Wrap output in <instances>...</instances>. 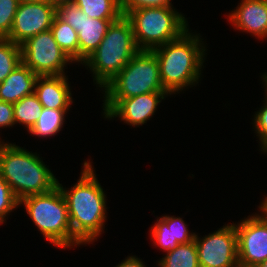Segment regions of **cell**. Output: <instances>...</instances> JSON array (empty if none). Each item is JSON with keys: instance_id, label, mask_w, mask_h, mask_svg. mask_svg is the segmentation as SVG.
Wrapping results in <instances>:
<instances>
[{"instance_id": "obj_29", "label": "cell", "mask_w": 267, "mask_h": 267, "mask_svg": "<svg viewBox=\"0 0 267 267\" xmlns=\"http://www.w3.org/2000/svg\"><path fill=\"white\" fill-rule=\"evenodd\" d=\"M143 260L138 258L137 256H128L125 260H122L121 263L116 265V267H146V265L142 262Z\"/></svg>"}, {"instance_id": "obj_32", "label": "cell", "mask_w": 267, "mask_h": 267, "mask_svg": "<svg viewBox=\"0 0 267 267\" xmlns=\"http://www.w3.org/2000/svg\"><path fill=\"white\" fill-rule=\"evenodd\" d=\"M262 77V84L264 83V88L267 90V72H265L263 75H261Z\"/></svg>"}, {"instance_id": "obj_1", "label": "cell", "mask_w": 267, "mask_h": 267, "mask_svg": "<svg viewBox=\"0 0 267 267\" xmlns=\"http://www.w3.org/2000/svg\"><path fill=\"white\" fill-rule=\"evenodd\" d=\"M89 161L83 163L81 176L70 190L58 181L67 202L72 233L84 245L97 241L107 220V197Z\"/></svg>"}, {"instance_id": "obj_25", "label": "cell", "mask_w": 267, "mask_h": 267, "mask_svg": "<svg viewBox=\"0 0 267 267\" xmlns=\"http://www.w3.org/2000/svg\"><path fill=\"white\" fill-rule=\"evenodd\" d=\"M19 200L15 197L11 187L0 175V224L6 222L5 217L18 208Z\"/></svg>"}, {"instance_id": "obj_9", "label": "cell", "mask_w": 267, "mask_h": 267, "mask_svg": "<svg viewBox=\"0 0 267 267\" xmlns=\"http://www.w3.org/2000/svg\"><path fill=\"white\" fill-rule=\"evenodd\" d=\"M249 215L235 223L239 267H257L267 260V214Z\"/></svg>"}, {"instance_id": "obj_3", "label": "cell", "mask_w": 267, "mask_h": 267, "mask_svg": "<svg viewBox=\"0 0 267 267\" xmlns=\"http://www.w3.org/2000/svg\"><path fill=\"white\" fill-rule=\"evenodd\" d=\"M48 167L37 152L0 141V175L19 201L58 186V179Z\"/></svg>"}, {"instance_id": "obj_21", "label": "cell", "mask_w": 267, "mask_h": 267, "mask_svg": "<svg viewBox=\"0 0 267 267\" xmlns=\"http://www.w3.org/2000/svg\"><path fill=\"white\" fill-rule=\"evenodd\" d=\"M14 122L25 127L29 132L38 121L43 106L35 93L23 97L13 104Z\"/></svg>"}, {"instance_id": "obj_5", "label": "cell", "mask_w": 267, "mask_h": 267, "mask_svg": "<svg viewBox=\"0 0 267 267\" xmlns=\"http://www.w3.org/2000/svg\"><path fill=\"white\" fill-rule=\"evenodd\" d=\"M46 240L58 248L83 245L72 233L67 202L59 186L53 190L29 195L19 201Z\"/></svg>"}, {"instance_id": "obj_11", "label": "cell", "mask_w": 267, "mask_h": 267, "mask_svg": "<svg viewBox=\"0 0 267 267\" xmlns=\"http://www.w3.org/2000/svg\"><path fill=\"white\" fill-rule=\"evenodd\" d=\"M56 13L78 33L81 64L100 45L111 23L118 20L90 18L73 2L60 4Z\"/></svg>"}, {"instance_id": "obj_8", "label": "cell", "mask_w": 267, "mask_h": 267, "mask_svg": "<svg viewBox=\"0 0 267 267\" xmlns=\"http://www.w3.org/2000/svg\"><path fill=\"white\" fill-rule=\"evenodd\" d=\"M22 63L38 76L65 75L73 63L55 41L51 30L40 32L21 45Z\"/></svg>"}, {"instance_id": "obj_7", "label": "cell", "mask_w": 267, "mask_h": 267, "mask_svg": "<svg viewBox=\"0 0 267 267\" xmlns=\"http://www.w3.org/2000/svg\"><path fill=\"white\" fill-rule=\"evenodd\" d=\"M102 90L104 99H125L150 92H166L155 53L139 50Z\"/></svg>"}, {"instance_id": "obj_14", "label": "cell", "mask_w": 267, "mask_h": 267, "mask_svg": "<svg viewBox=\"0 0 267 267\" xmlns=\"http://www.w3.org/2000/svg\"><path fill=\"white\" fill-rule=\"evenodd\" d=\"M227 19L235 29L267 39V0H241Z\"/></svg>"}, {"instance_id": "obj_18", "label": "cell", "mask_w": 267, "mask_h": 267, "mask_svg": "<svg viewBox=\"0 0 267 267\" xmlns=\"http://www.w3.org/2000/svg\"><path fill=\"white\" fill-rule=\"evenodd\" d=\"M50 30L62 51L73 63H79L78 33L75 29L56 14Z\"/></svg>"}, {"instance_id": "obj_20", "label": "cell", "mask_w": 267, "mask_h": 267, "mask_svg": "<svg viewBox=\"0 0 267 267\" xmlns=\"http://www.w3.org/2000/svg\"><path fill=\"white\" fill-rule=\"evenodd\" d=\"M68 110L43 108L38 121L29 131V134L43 138L56 135L62 130Z\"/></svg>"}, {"instance_id": "obj_15", "label": "cell", "mask_w": 267, "mask_h": 267, "mask_svg": "<svg viewBox=\"0 0 267 267\" xmlns=\"http://www.w3.org/2000/svg\"><path fill=\"white\" fill-rule=\"evenodd\" d=\"M188 225L180 217L164 215L157 218L151 227L150 235L153 245L160 247L164 252H169L179 244H186L195 240V232L188 231Z\"/></svg>"}, {"instance_id": "obj_30", "label": "cell", "mask_w": 267, "mask_h": 267, "mask_svg": "<svg viewBox=\"0 0 267 267\" xmlns=\"http://www.w3.org/2000/svg\"><path fill=\"white\" fill-rule=\"evenodd\" d=\"M50 4L54 5L56 8L63 3H70L73 0H47Z\"/></svg>"}, {"instance_id": "obj_19", "label": "cell", "mask_w": 267, "mask_h": 267, "mask_svg": "<svg viewBox=\"0 0 267 267\" xmlns=\"http://www.w3.org/2000/svg\"><path fill=\"white\" fill-rule=\"evenodd\" d=\"M165 254L157 262L159 267H200L195 240L179 244Z\"/></svg>"}, {"instance_id": "obj_2", "label": "cell", "mask_w": 267, "mask_h": 267, "mask_svg": "<svg viewBox=\"0 0 267 267\" xmlns=\"http://www.w3.org/2000/svg\"><path fill=\"white\" fill-rule=\"evenodd\" d=\"M189 31L152 50L159 63L162 86L169 95L196 86L202 77L207 49L201 35Z\"/></svg>"}, {"instance_id": "obj_10", "label": "cell", "mask_w": 267, "mask_h": 267, "mask_svg": "<svg viewBox=\"0 0 267 267\" xmlns=\"http://www.w3.org/2000/svg\"><path fill=\"white\" fill-rule=\"evenodd\" d=\"M200 267H239L237 234L234 223L200 238L195 235Z\"/></svg>"}, {"instance_id": "obj_24", "label": "cell", "mask_w": 267, "mask_h": 267, "mask_svg": "<svg viewBox=\"0 0 267 267\" xmlns=\"http://www.w3.org/2000/svg\"><path fill=\"white\" fill-rule=\"evenodd\" d=\"M19 3V0H0V38L9 36Z\"/></svg>"}, {"instance_id": "obj_34", "label": "cell", "mask_w": 267, "mask_h": 267, "mask_svg": "<svg viewBox=\"0 0 267 267\" xmlns=\"http://www.w3.org/2000/svg\"><path fill=\"white\" fill-rule=\"evenodd\" d=\"M257 267H267V260H265L264 262H262L260 265H258Z\"/></svg>"}, {"instance_id": "obj_4", "label": "cell", "mask_w": 267, "mask_h": 267, "mask_svg": "<svg viewBox=\"0 0 267 267\" xmlns=\"http://www.w3.org/2000/svg\"><path fill=\"white\" fill-rule=\"evenodd\" d=\"M139 51L130 20L122 15L111 23L100 45L82 63L93 73V81L101 90Z\"/></svg>"}, {"instance_id": "obj_16", "label": "cell", "mask_w": 267, "mask_h": 267, "mask_svg": "<svg viewBox=\"0 0 267 267\" xmlns=\"http://www.w3.org/2000/svg\"><path fill=\"white\" fill-rule=\"evenodd\" d=\"M68 76L47 75L38 76L34 93L43 108L70 109L73 104Z\"/></svg>"}, {"instance_id": "obj_17", "label": "cell", "mask_w": 267, "mask_h": 267, "mask_svg": "<svg viewBox=\"0 0 267 267\" xmlns=\"http://www.w3.org/2000/svg\"><path fill=\"white\" fill-rule=\"evenodd\" d=\"M38 75L20 63L5 80L0 83V100L16 103L23 97L34 93Z\"/></svg>"}, {"instance_id": "obj_31", "label": "cell", "mask_w": 267, "mask_h": 267, "mask_svg": "<svg viewBox=\"0 0 267 267\" xmlns=\"http://www.w3.org/2000/svg\"><path fill=\"white\" fill-rule=\"evenodd\" d=\"M259 207L262 208L267 214V197H265V199L261 201V204Z\"/></svg>"}, {"instance_id": "obj_28", "label": "cell", "mask_w": 267, "mask_h": 267, "mask_svg": "<svg viewBox=\"0 0 267 267\" xmlns=\"http://www.w3.org/2000/svg\"><path fill=\"white\" fill-rule=\"evenodd\" d=\"M14 125L13 104L0 100V128L12 127Z\"/></svg>"}, {"instance_id": "obj_13", "label": "cell", "mask_w": 267, "mask_h": 267, "mask_svg": "<svg viewBox=\"0 0 267 267\" xmlns=\"http://www.w3.org/2000/svg\"><path fill=\"white\" fill-rule=\"evenodd\" d=\"M56 14V7L48 1L20 2L7 39L21 45L38 33L50 30Z\"/></svg>"}, {"instance_id": "obj_22", "label": "cell", "mask_w": 267, "mask_h": 267, "mask_svg": "<svg viewBox=\"0 0 267 267\" xmlns=\"http://www.w3.org/2000/svg\"><path fill=\"white\" fill-rule=\"evenodd\" d=\"M90 18L119 19L123 14L120 0H73Z\"/></svg>"}, {"instance_id": "obj_27", "label": "cell", "mask_w": 267, "mask_h": 267, "mask_svg": "<svg viewBox=\"0 0 267 267\" xmlns=\"http://www.w3.org/2000/svg\"><path fill=\"white\" fill-rule=\"evenodd\" d=\"M161 6H173V4L171 0H120V9L123 15L139 8Z\"/></svg>"}, {"instance_id": "obj_33", "label": "cell", "mask_w": 267, "mask_h": 267, "mask_svg": "<svg viewBox=\"0 0 267 267\" xmlns=\"http://www.w3.org/2000/svg\"><path fill=\"white\" fill-rule=\"evenodd\" d=\"M20 2H44V1H47V0H19Z\"/></svg>"}, {"instance_id": "obj_26", "label": "cell", "mask_w": 267, "mask_h": 267, "mask_svg": "<svg viewBox=\"0 0 267 267\" xmlns=\"http://www.w3.org/2000/svg\"><path fill=\"white\" fill-rule=\"evenodd\" d=\"M265 100L263 102L264 105L259 108L253 118V127L256 135L259 138V147L261 148L260 151L267 154V90L265 89Z\"/></svg>"}, {"instance_id": "obj_12", "label": "cell", "mask_w": 267, "mask_h": 267, "mask_svg": "<svg viewBox=\"0 0 267 267\" xmlns=\"http://www.w3.org/2000/svg\"><path fill=\"white\" fill-rule=\"evenodd\" d=\"M167 92H150L125 99H103L102 114L106 119L120 118L124 123L139 127L144 125L157 110Z\"/></svg>"}, {"instance_id": "obj_23", "label": "cell", "mask_w": 267, "mask_h": 267, "mask_svg": "<svg viewBox=\"0 0 267 267\" xmlns=\"http://www.w3.org/2000/svg\"><path fill=\"white\" fill-rule=\"evenodd\" d=\"M22 63L21 46L7 38H0V83Z\"/></svg>"}, {"instance_id": "obj_6", "label": "cell", "mask_w": 267, "mask_h": 267, "mask_svg": "<svg viewBox=\"0 0 267 267\" xmlns=\"http://www.w3.org/2000/svg\"><path fill=\"white\" fill-rule=\"evenodd\" d=\"M139 50L153 49L181 37L189 28L185 15L173 6L144 7L125 15Z\"/></svg>"}]
</instances>
